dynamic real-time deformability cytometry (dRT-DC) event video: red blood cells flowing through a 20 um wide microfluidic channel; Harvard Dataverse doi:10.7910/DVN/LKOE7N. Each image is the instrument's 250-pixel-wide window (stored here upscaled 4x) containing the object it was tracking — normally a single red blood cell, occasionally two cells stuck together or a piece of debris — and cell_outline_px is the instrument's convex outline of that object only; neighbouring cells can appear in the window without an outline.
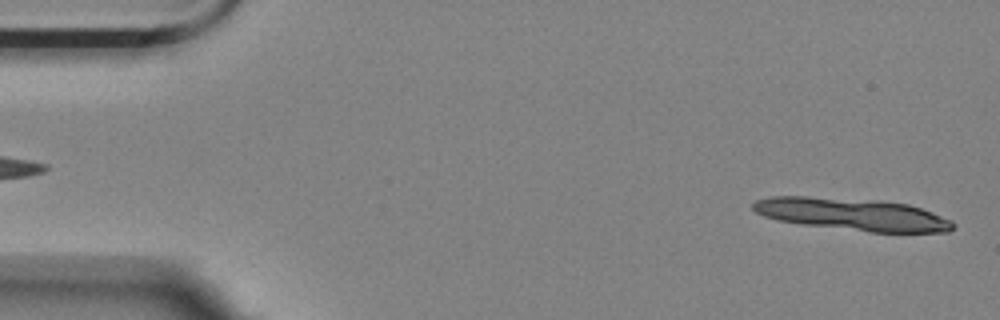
{"species": "Egyptian fruit bat (a non-hibernating species)", "species_latin": "Rousettus aegyptiacus", "temperature_condition": "room temperature", "stored_images_in_passage": 6, "segment_of_instrument_passage": [2, 2], "camera_frame_rate_fps": 3000, "um_per_image_px": 0.085, "animal": {"sex": "female"}, "frame": {"image": 1, "passage_image": 6, "time_ms": 6.0, "image_size_px": [1000, 320], "cell_outline_px": [[956, 224], [948, 232], [868, 232], [804, 224], [776, 220], [764, 216], [756, 212], [752, 208], [752, 204], [756, 200], [768, 196], [804, 196], [872, 200], [908, 204], [932, 212], [952, 220]], "centroid_in_image_um": [72.44, 18.21], "position_along_channel_um": 12.6, "area_um2": 37.45}}